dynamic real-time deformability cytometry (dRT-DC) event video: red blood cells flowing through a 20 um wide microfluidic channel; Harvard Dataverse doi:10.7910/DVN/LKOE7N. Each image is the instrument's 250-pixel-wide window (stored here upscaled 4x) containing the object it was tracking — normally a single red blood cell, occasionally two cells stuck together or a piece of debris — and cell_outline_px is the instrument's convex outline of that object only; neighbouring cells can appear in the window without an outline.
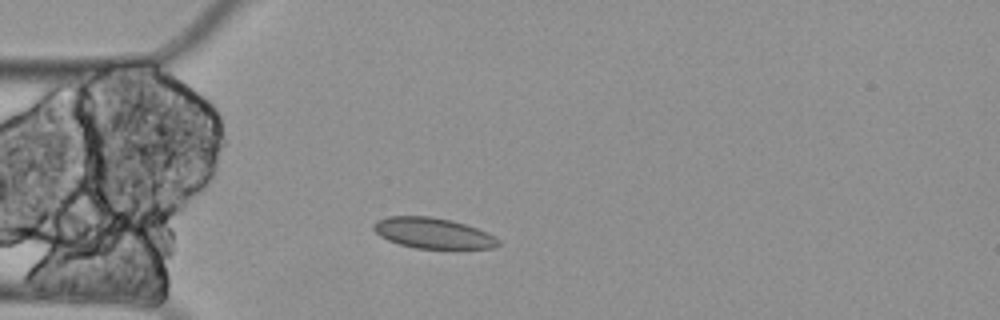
{"species": "Egyptian fruit bat (a non-hibernating species)", "species_latin": "Rousettus aegyptiacus", "temperature_condition": "cold", "stored_images_in_passage": 3, "camera_frame_rate_fps": 3000, "um_per_image_px": 0.085, "animal": {"sex": "female"}, "frame": {"image": 1, "passage_image": 2, "time_ms": 0.333, "image_size_px": [1000, 320], "cell_outline_px": [[500, 244], [492, 248], [416, 248], [400, 244], [388, 240], [380, 236], [372, 228], [372, 224], [376, 220], [388, 216], [428, 216], [452, 220], [476, 228], [500, 240]], "centroid_in_image_um": [36.74, 19.8], "position_along_channel_um": 48.3, "area_um2": 22.02}}